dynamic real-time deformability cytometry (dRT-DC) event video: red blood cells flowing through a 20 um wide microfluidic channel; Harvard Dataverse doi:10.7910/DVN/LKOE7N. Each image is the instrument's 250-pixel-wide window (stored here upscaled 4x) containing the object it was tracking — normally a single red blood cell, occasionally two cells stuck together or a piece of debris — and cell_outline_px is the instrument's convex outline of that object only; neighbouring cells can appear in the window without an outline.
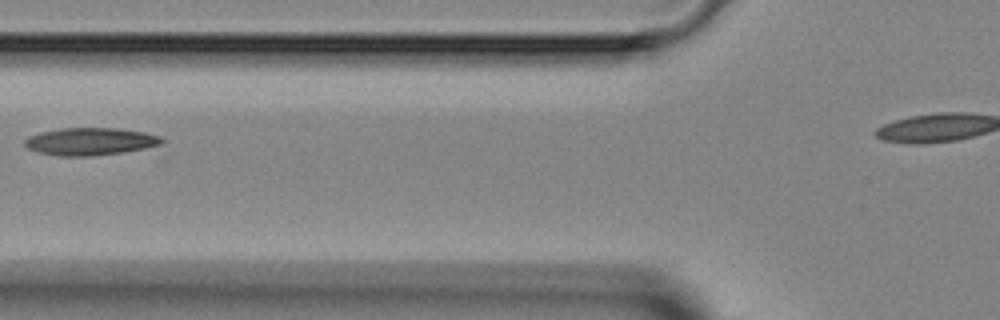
{"species": "Egyptian fruit bat (a non-hibernating species)", "species_latin": "Rousettus aegyptiacus", "temperature_condition": "room temperature", "stored_images_in_passage": 5, "camera_frame_rate_fps": 3000, "um_per_image_px": 0.085, "animal": {"sex": "female"}, "frame": {"image": 1, "passage_image": 5, "time_ms": 4.667, "image_size_px": [1000, 320], "cell_outline_px": [[164, 140], [160, 144], [144, 148], [120, 152], [92, 156], [60, 156], [40, 152], [28, 148], [24, 144], [24, 140], [28, 136], [40, 132], [60, 128], [116, 128], [144, 132], [160, 136]], "centroid_in_image_um": [7.64, 12.01], "position_along_channel_um": 118.2, "area_um2": 21.73}}